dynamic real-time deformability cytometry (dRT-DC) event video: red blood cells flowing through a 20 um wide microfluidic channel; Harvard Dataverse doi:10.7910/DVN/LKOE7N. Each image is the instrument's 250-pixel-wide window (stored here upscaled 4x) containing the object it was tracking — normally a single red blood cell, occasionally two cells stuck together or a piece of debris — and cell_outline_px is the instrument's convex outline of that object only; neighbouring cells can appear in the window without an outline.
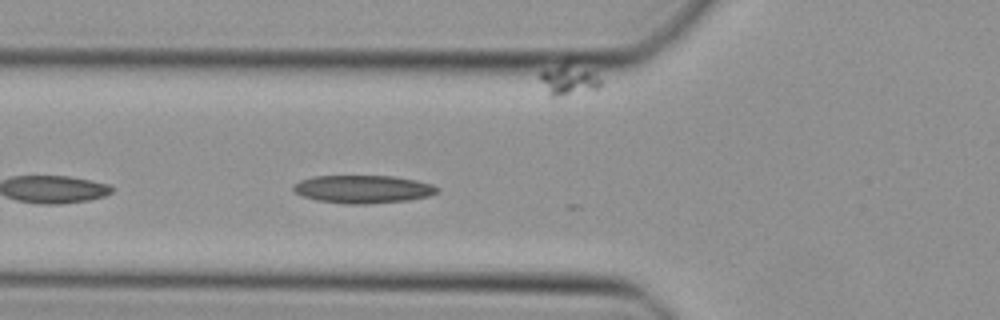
{"species": "Egyptian fruit bat (a non-hibernating species)", "species_latin": "Rousettus aegyptiacus", "temperature_condition": "cold", "stored_images_in_passage": 13, "camera_frame_rate_fps": 3000, "um_per_image_px": 0.085, "animal": {"sex": "female"}, "frame": {"image": 1, "passage_image": 4, "time_ms": 1.0, "image_size_px": [1000, 320], "cell_outline_px": [[440, 192], [428, 196], [408, 200], [368, 204], [348, 204], [316, 200], [304, 196], [296, 192], [292, 188], [292, 184], [300, 180], [312, 176], [396, 176], [416, 180], [432, 184], [440, 188]], "centroid_in_image_um": [30.87, 16.07], "position_along_channel_um": 94.9, "area_um2": 23.58}}
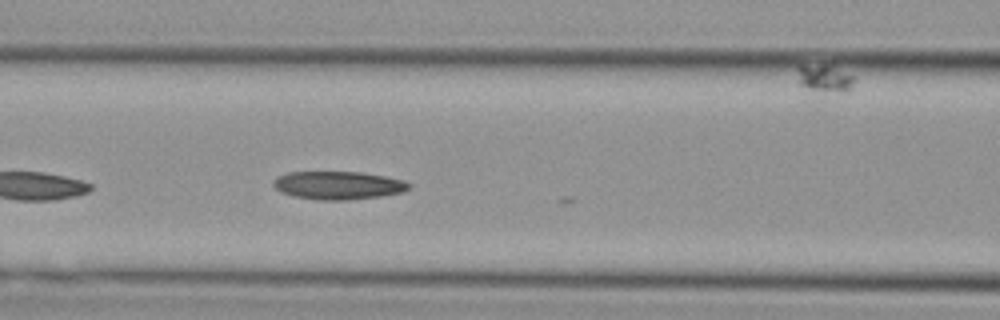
{"frame": {"image": 2, "passage_image": 7, "time_ms": 2.0, "image_size_px": [1000, 320], "cell_outline_px": [[412, 184], [404, 192], [380, 196], [348, 200], [316, 200], [296, 196], [280, 192], [272, 184], [272, 180], [276, 176], [288, 172], [360, 172], [384, 176], [404, 180]], "centroid_in_image_um": [28.73, 15.75], "position_along_channel_um": 137.9, "area_um2": 22.31}}
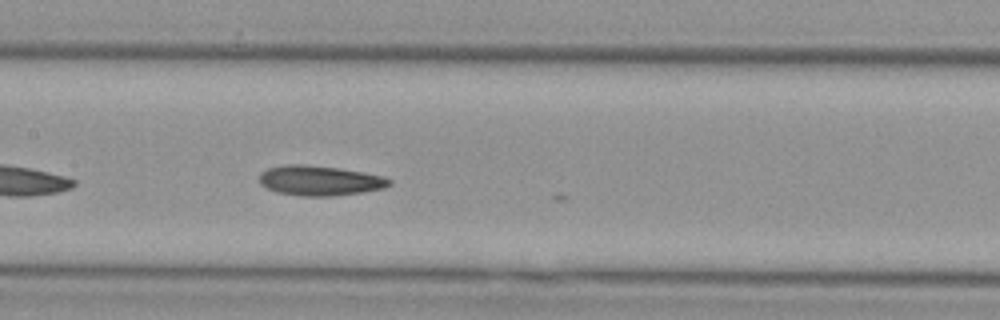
{"frame": {"image": 3, "passage_image": 10, "time_ms": 3.0, "image_size_px": [1000, 320], "cell_outline_px": [[392, 184], [384, 188], [360, 192], [332, 196], [300, 196], [276, 192], [260, 184], [260, 172], [268, 168], [284, 164], [304, 164], [340, 168], [384, 176], [392, 180]], "centroid_in_image_um": [27.17, 15.34], "position_along_channel_um": 180.2, "area_um2": 22.77}}